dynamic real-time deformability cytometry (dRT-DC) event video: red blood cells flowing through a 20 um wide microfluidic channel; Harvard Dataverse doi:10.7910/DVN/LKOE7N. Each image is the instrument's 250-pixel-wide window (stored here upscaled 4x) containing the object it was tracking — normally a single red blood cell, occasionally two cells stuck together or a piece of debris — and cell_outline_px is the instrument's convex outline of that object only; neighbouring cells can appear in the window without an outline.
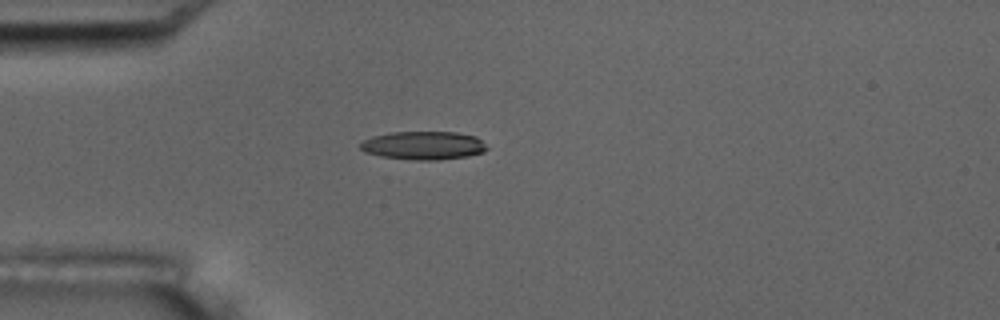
{"species": "common noctule bat (a hibernating species)", "species_latin": "Nyctalus noctula", "temperature_condition": "room temperature", "stored_images_in_passage": 1, "camera_frame_rate_fps": 3000, "um_per_image_px": 0.085, "animal": {"sex": "male", "body_mass_g": 17.5, "forearm_length_mm": 52.3}, "frame": {"image": 1, "passage_image": 1, "time_ms": 0.0, "image_size_px": [1000, 320], "cell_outline_px": [[488, 148], [484, 152], [468, 156], [436, 160], [412, 160], [380, 156], [364, 152], [360, 148], [360, 144], [364, 140], [372, 136], [392, 132], [456, 132], [476, 136]], "centroid_in_image_um": [35.98, 12.37], "position_along_channel_um": 49.0, "area_um2": 20.92}}